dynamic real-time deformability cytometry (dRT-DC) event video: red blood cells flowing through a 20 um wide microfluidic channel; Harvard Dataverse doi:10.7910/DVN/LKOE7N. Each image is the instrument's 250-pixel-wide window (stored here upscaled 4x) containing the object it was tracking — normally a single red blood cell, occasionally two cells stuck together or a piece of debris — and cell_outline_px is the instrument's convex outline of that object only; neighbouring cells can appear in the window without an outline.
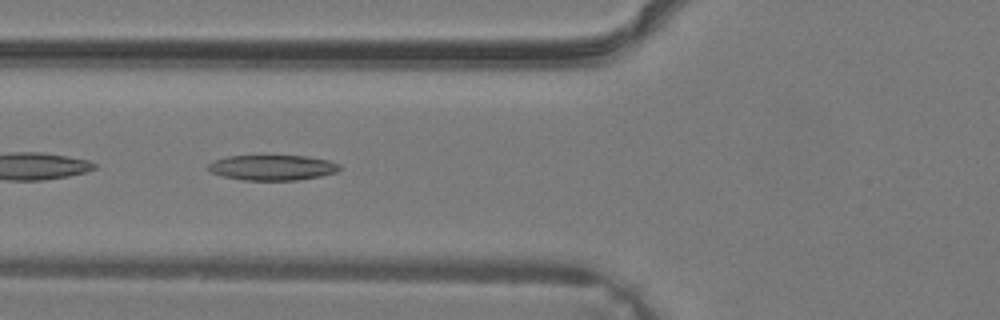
{"species": "common noctule bat (a hibernating species)", "species_latin": "Nyctalus noctula", "temperature_condition": "warm", "stored_images_in_passage": 22, "camera_frame_rate_fps": 3000, "um_per_image_px": 0.085, "animal": {"sex": "male", "body_mass_g": 19.2, "forearm_length_mm": 51.8}, "frame": {"image": 1, "passage_image": 4, "time_ms": 1.0, "image_size_px": [1000, 320], "cell_outline_px": [[340, 168], [336, 172], [320, 176], [296, 180], [244, 180], [224, 176], [212, 172], [208, 168], [208, 164], [224, 156], [308, 156], [328, 160], [340, 164]], "centroid_in_image_um": [23.17, 14.24], "position_along_channel_um": 102.6, "area_um2": 19.19}}
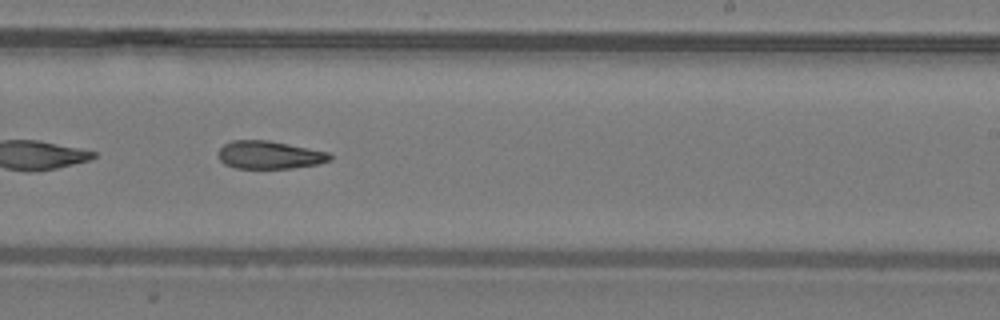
{"frame": {"image": 2, "passage_image": 13, "time_ms": 4.0, "image_size_px": [1000, 320], "cell_outline_px": [[332, 160], [320, 164], [292, 168], [236, 168], [224, 164], [220, 160], [220, 148], [224, 144], [232, 140], [268, 140], [328, 152], [332, 156]], "centroid_in_image_um": [22.93, 13.17], "position_along_channel_um": 266.1, "area_um2": 18.09}}
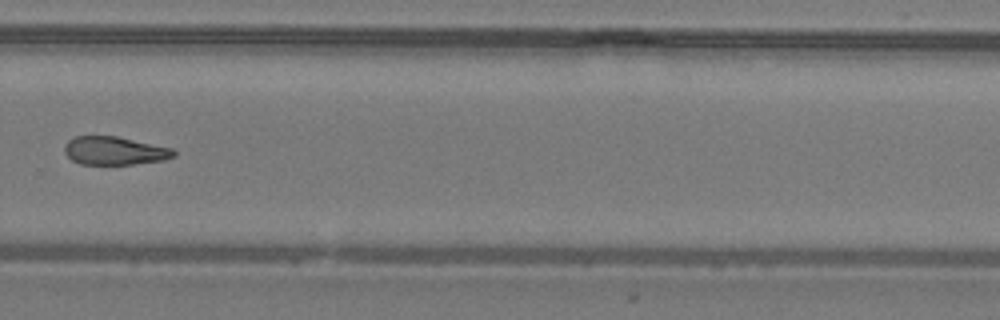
{"frame": {"image": 3, "passage_image": 16, "time_ms": 5.0, "image_size_px": [1000, 320], "cell_outline_px": [[176, 156], [164, 160], [132, 164], [80, 164], [72, 160], [64, 152], [64, 144], [68, 140], [76, 136], [116, 136], [172, 148], [176, 152]], "centroid_in_image_um": [9.73, 12.81], "position_along_channel_um": 320.1, "area_um2": 17.98}}